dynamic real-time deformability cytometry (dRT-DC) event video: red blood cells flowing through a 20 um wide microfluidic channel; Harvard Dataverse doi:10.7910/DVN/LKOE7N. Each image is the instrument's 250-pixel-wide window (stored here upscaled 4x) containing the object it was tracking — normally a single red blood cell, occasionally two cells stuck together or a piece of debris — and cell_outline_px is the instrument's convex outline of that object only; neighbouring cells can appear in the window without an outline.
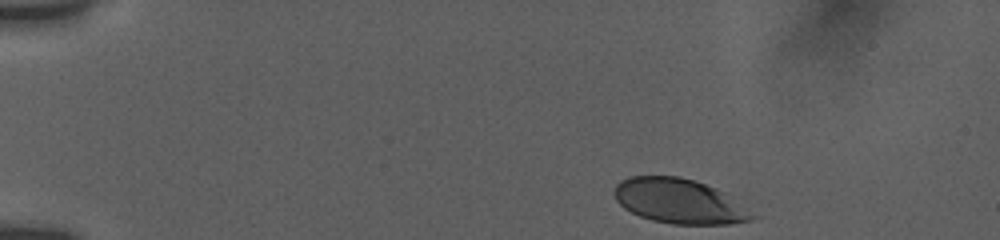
{"species": "human", "species_latin": "Homo sapiens", "temperature_condition": "room temperature", "stored_images_in_passage": 6, "camera_frame_rate_fps": 3000, "um_per_image_px": 0.085, "donor": {"sex": "female"}, "frame": {"image": 1, "passage_image": 1, "time_ms": 0.0, "image_size_px": [1000, 240], "cell_outline_px": [[760, 216], [752, 220], [728, 224], [672, 224], [652, 220], [640, 216], [624, 208], [616, 200], [612, 192], [616, 184], [620, 180], [628, 176], [680, 176], [716, 188], [724, 192]], "centroid_in_image_um": [57.74, 17.1], "position_along_channel_um": 27.3, "area_um2": 36.18}}